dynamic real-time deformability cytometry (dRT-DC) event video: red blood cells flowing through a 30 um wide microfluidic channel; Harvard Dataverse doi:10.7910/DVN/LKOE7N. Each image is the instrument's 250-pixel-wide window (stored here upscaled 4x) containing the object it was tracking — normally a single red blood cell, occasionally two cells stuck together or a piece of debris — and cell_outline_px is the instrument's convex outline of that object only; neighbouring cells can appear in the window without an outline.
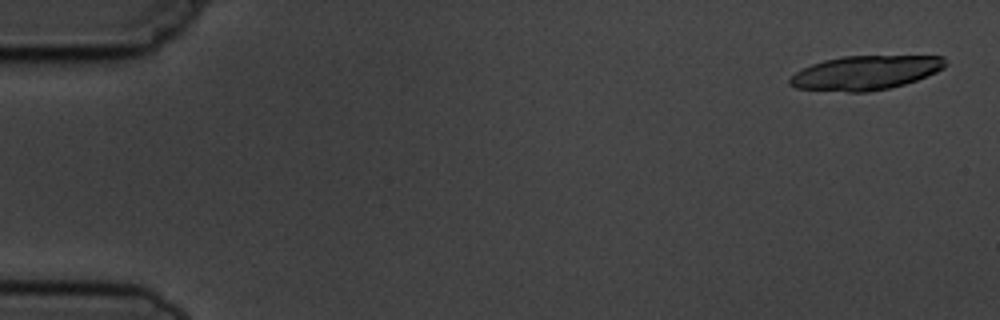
{"species": "common noctule bat (a hibernating species)", "species_latin": "Nyctalus noctula", "temperature_condition": "cold", "stored_images_in_passage": 3, "camera_frame_rate_fps": 3000, "um_per_image_px": 0.085, "animal": {"sex": "male", "body_mass_g": 19.5, "forearm_length_mm": 54.6}, "frame": {"image": 1, "passage_image": 1, "time_ms": 0.0, "image_size_px": [1000, 320], "cell_outline_px": [[948, 64], [944, 68], [928, 76], [904, 84], [888, 88], [868, 92], [848, 92], [796, 88], [788, 84], [788, 80], [796, 72], [812, 64], [824, 60], [844, 56], [944, 56]], "centroid_in_image_um": [73.59, 6.18], "position_along_channel_um": 11.4, "area_um2": 30.92}}